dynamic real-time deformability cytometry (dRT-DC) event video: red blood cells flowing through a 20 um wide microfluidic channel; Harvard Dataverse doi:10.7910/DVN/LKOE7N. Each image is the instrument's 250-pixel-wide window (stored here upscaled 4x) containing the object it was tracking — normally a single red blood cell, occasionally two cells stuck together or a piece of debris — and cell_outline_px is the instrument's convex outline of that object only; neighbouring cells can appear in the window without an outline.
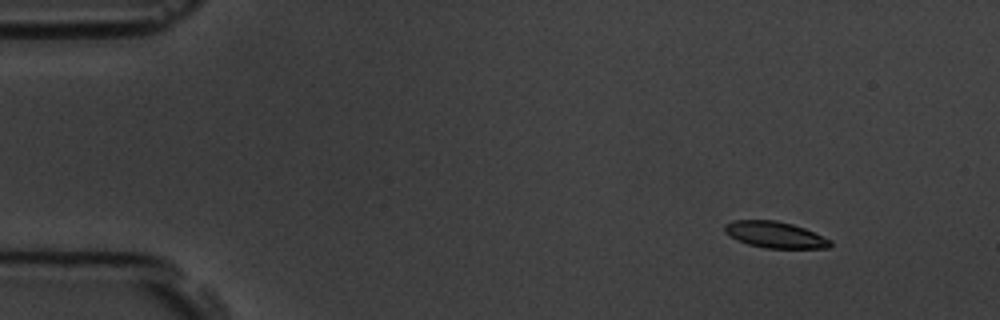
{"species": "common noctule bat (a hibernating species)", "species_latin": "Nyctalus noctula", "temperature_condition": "room temperature", "stored_images_in_passage": 5, "camera_frame_rate_fps": 3000, "um_per_image_px": 0.085, "animal": {"sex": "male", "body_mass_g": 19.5, "forearm_length_mm": 54.6}, "frame": {"image": 1, "passage_image": 2, "time_ms": 1.333, "image_size_px": [1000, 320], "cell_outline_px": [[832, 244], [828, 248], [764, 248], [748, 244], [736, 240], [724, 232], [724, 224], [732, 220], [776, 220], [792, 224], [804, 228], [832, 240]], "centroid_in_image_um": [65.85, 19.95], "position_along_channel_um": 19.1, "area_um2": 16.3}}